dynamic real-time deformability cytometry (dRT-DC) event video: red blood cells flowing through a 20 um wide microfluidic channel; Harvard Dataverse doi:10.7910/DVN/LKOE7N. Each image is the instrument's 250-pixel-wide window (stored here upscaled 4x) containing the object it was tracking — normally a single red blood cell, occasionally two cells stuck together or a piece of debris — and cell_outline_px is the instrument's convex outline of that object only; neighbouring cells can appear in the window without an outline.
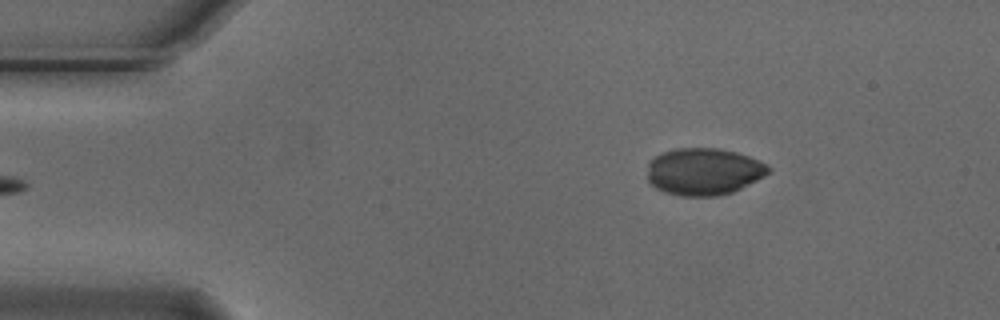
{"species": "Egyptian fruit bat (a non-hibernating species)", "species_latin": "Rousettus aegyptiacus", "temperature_condition": "cold", "stored_images_in_passage": 47, "camera_frame_rate_fps": 3000, "um_per_image_px": 0.085, "animal": {"sex": "male"}, "frame": {"image": 1, "passage_image": 1, "time_ms": 0.0, "image_size_px": [1000, 320], "cell_outline_px": [[772, 172], [732, 192], [716, 196], [680, 196], [664, 192], [656, 188], [648, 180], [648, 160], [660, 152], [676, 148], [720, 148], [736, 152], [748, 156], [768, 164], [772, 168]], "centroid_in_image_um": [59.81, 14.57], "position_along_channel_um": 25.2, "area_um2": 33.52}}
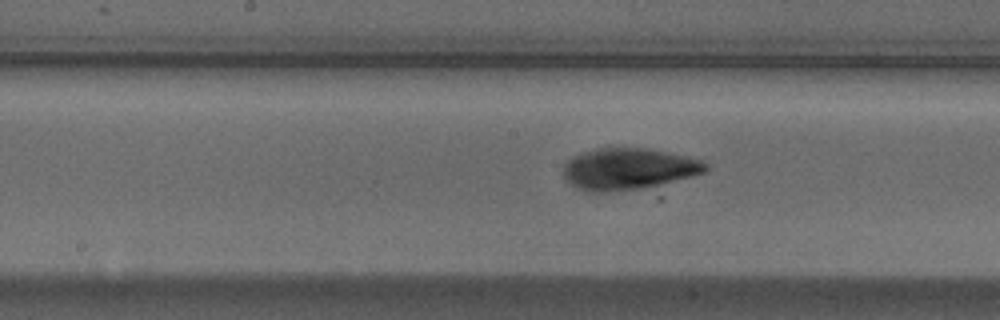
{"frame": {"image": 2, "passage_image": 20, "time_ms": 6.333, "image_size_px": [1000, 320], "cell_outline_px": [[708, 168], [704, 172], [692, 176], [644, 188], [604, 192], [592, 192], [576, 188], [564, 176], [564, 164], [572, 156], [580, 152], [596, 148], [648, 148], [688, 156], [700, 160], [708, 164]], "centroid_in_image_um": [53.4, 14.34], "position_along_channel_um": 194.8, "area_um2": 34.33}}
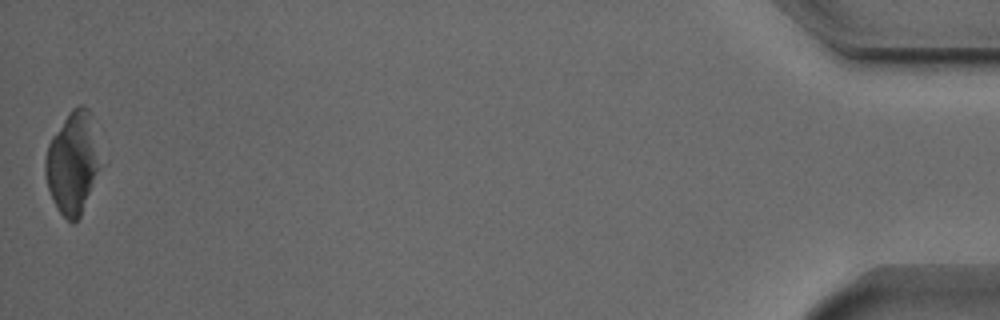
{"frame": {"image": 3, "passage_image": 47, "time_ms": 15.333, "image_size_px": [1000, 320], "cell_outline_px": [[96, 172], [80, 216], [72, 224], [56, 208], [52, 200], [48, 188], [44, 172], [44, 160], [48, 144], [52, 136], [68, 112], [72, 108], [80, 104], [88, 108], [92, 112], [96, 168]], "centroid_in_image_um": [6.07, 13.81], "position_along_channel_um": 429.1, "area_um2": 31.39}}